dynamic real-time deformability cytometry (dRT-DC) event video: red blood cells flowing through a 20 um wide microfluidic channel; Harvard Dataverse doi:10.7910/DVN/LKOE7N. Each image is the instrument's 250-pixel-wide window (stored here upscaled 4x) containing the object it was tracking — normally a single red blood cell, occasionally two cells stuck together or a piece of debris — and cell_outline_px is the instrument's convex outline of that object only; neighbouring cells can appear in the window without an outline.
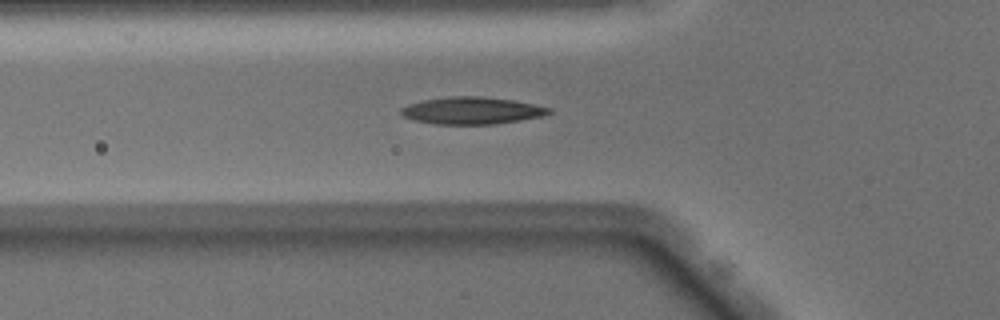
{"species": "Egyptian fruit bat (a non-hibernating species)", "species_latin": "Rousettus aegyptiacus", "temperature_condition": "warm", "stored_images_in_passage": 36, "camera_frame_rate_fps": 3000, "um_per_image_px": 0.085, "animal": {"sex": "male"}, "frame": {"image": 1, "passage_image": 4, "time_ms": 1.0, "image_size_px": [1000, 320], "cell_outline_px": [[552, 112], [540, 116], [520, 120], [496, 124], [436, 124], [416, 120], [404, 116], [400, 112], [400, 108], [408, 104], [424, 100], [448, 96], [480, 96], [512, 100], [552, 108]], "centroid_in_image_um": [40.1, 9.39], "position_along_channel_um": 85.7, "area_um2": 23.18}}
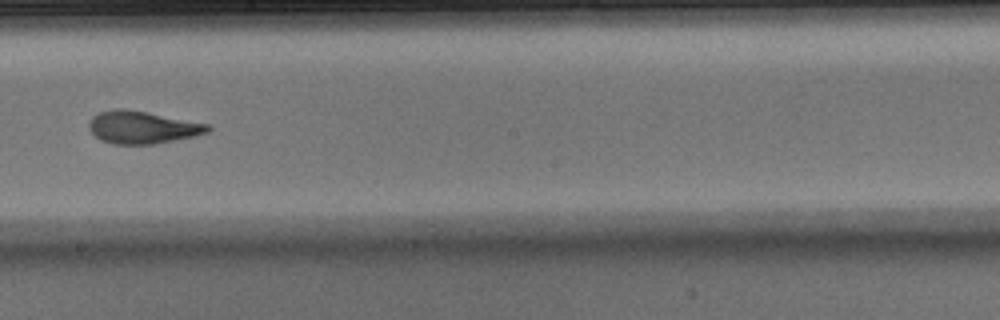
{"frame": {"image": 2, "passage_image": 15, "time_ms": 4.667, "image_size_px": [1000, 320], "cell_outline_px": [[212, 128], [208, 132], [196, 136], [156, 144], [112, 144], [100, 140], [88, 128], [88, 124], [92, 116], [100, 112], [116, 108], [124, 108], [212, 124]], "centroid_in_image_um": [12.13, 10.82], "position_along_channel_um": 236.1, "area_um2": 22.77}}
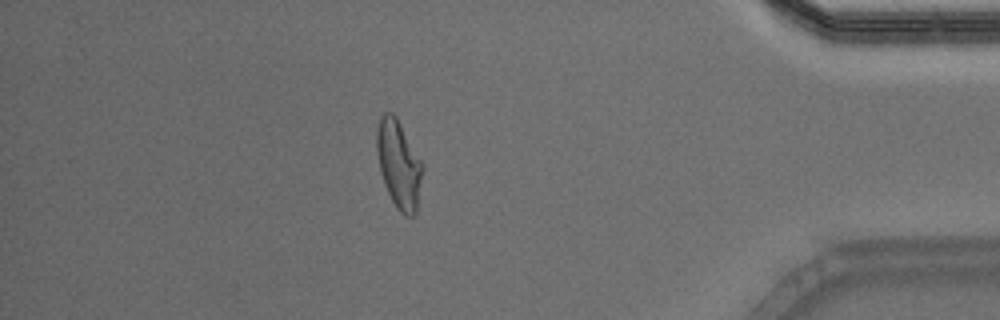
{"frame": {"image": 3, "passage_image": 30, "time_ms": 9.667, "image_size_px": [1000, 320], "cell_outline_px": [[424, 168], [416, 212], [412, 216], [404, 216], [396, 208], [384, 184], [380, 172], [376, 152], [376, 132], [380, 116], [384, 112], [392, 112], [396, 116], [424, 164]], "centroid_in_image_um": [33.9, 13.95], "position_along_channel_um": 401.3, "area_um2": 23.76}, "authors_computed_cell_mechanics": {"area_um2": 22.7732, "velocity_mm_per_s": 4.078, "shape_relaxation_time_tau1_ms": 5.1988, "shape_relaxation_time_tau2_ms": 1.1782, "deformation_change_tau1": 0.2174, "deformation_change_tau2": 0.0963}}